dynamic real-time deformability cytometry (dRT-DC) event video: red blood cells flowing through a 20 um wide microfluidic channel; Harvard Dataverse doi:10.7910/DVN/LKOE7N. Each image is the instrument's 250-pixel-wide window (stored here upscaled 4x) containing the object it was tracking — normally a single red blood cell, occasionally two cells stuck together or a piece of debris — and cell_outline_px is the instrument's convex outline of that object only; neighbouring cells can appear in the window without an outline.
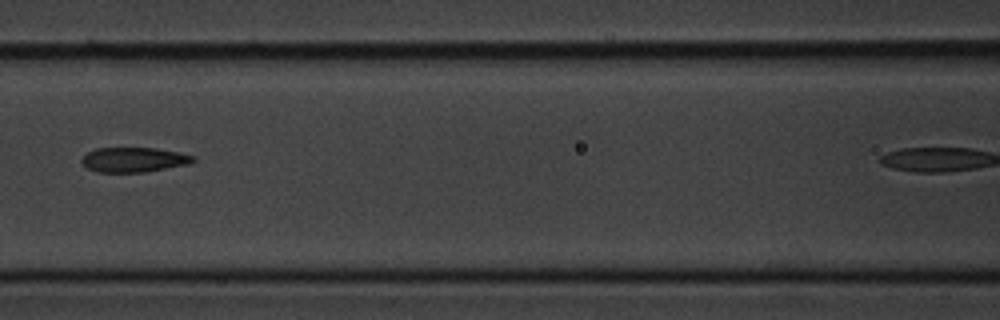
{"species": "common noctule bat (a hibernating species)", "species_latin": "Nyctalus noctula", "temperature_condition": "cold", "stored_images_in_passage": 12, "camera_frame_rate_fps": 3000, "um_per_image_px": 0.085, "animal": {"sex": "male", "body_mass_g": 20.1, "forearm_length_mm": 53.5}, "frame": {"image": 1, "passage_image": 4, "time_ms": 3.667, "image_size_px": [1000, 320], "cell_outline_px": [[196, 160], [188, 164], [144, 172], [96, 172], [88, 168], [80, 160], [88, 152], [96, 148], [156, 148], [180, 152], [196, 156]], "centroid_in_image_um": [11.4, 13.57], "position_along_channel_um": 155.2, "area_um2": 16.07}}
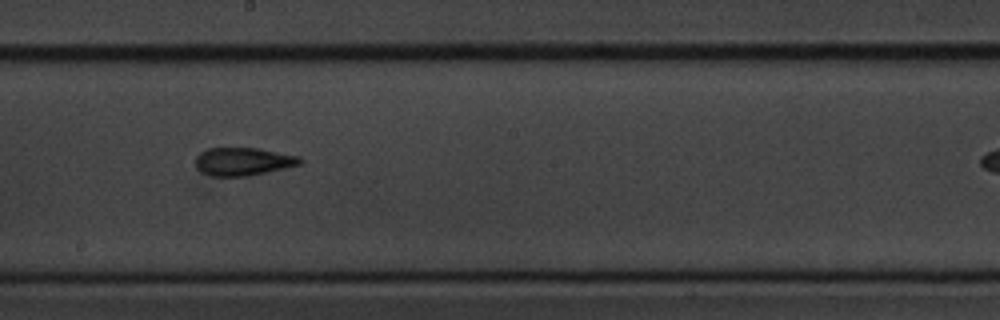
{"frame": {"image": 2, "passage_image": 6, "time_ms": 5.667, "image_size_px": [1000, 320], "cell_outline_px": [[304, 160], [300, 164], [284, 168], [248, 176], [212, 176], [196, 168], [196, 156], [200, 152], [208, 148], [260, 148], [300, 156]], "centroid_in_image_um": [20.68, 13.71], "position_along_channel_um": 227.5, "area_um2": 17.05}}
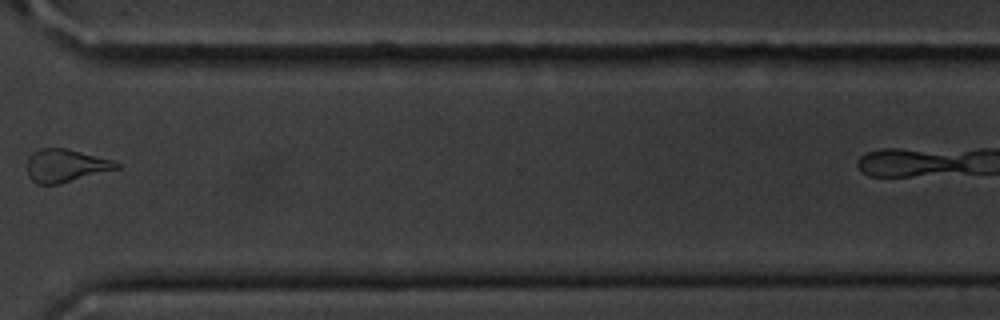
{"frame": {"image": 3, "passage_image": 10, "time_ms": 11.333, "image_size_px": [1000, 320], "cell_outline_px": [[120, 168], [60, 184], [36, 184], [28, 176], [28, 156], [32, 152], [40, 148], [64, 148], [112, 160], [120, 164]], "centroid_in_image_um": [5.55, 14.09], "position_along_channel_um": 365.0, "area_um2": 17.05}, "authors_computed_cell_mechanics": {"area_um2": 17.051, "velocity_mm_per_s": 3.6119, "shape_relaxation_time_tau1_ms": 4.0405, "shape_relaxation_time_tau2_ms": 3.9121, "deformation_change_tau1": 0.0976, "deformation_change_tau2": 0.0673}}